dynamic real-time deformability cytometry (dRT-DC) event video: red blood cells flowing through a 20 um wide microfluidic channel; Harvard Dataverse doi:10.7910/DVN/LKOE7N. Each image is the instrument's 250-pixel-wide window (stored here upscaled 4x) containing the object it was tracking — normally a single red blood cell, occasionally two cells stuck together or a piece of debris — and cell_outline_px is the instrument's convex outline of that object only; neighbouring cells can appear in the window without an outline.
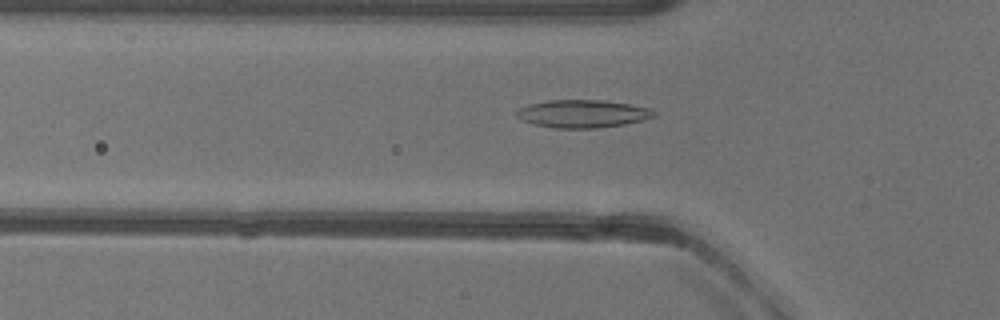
{"species": "common noctule bat (a hibernating species)", "species_latin": "Nyctalus noctula", "temperature_condition": "warm", "stored_images_in_passage": 30, "camera_frame_rate_fps": 3000, "um_per_image_px": 0.085, "animal": {"sex": "female"}, "frame": {"image": 1, "passage_image": 14, "time_ms": 4.333, "image_size_px": [1000, 320], "cell_outline_px": [[656, 116], [644, 120], [624, 124], [596, 128], [556, 128], [532, 124], [520, 120], [516, 116], [516, 112], [520, 108], [528, 104], [548, 100], [604, 100], [652, 108], [656, 112]], "centroid_in_image_um": [49.52, 9.66], "position_along_channel_um": 76.3, "area_um2": 22.43}}
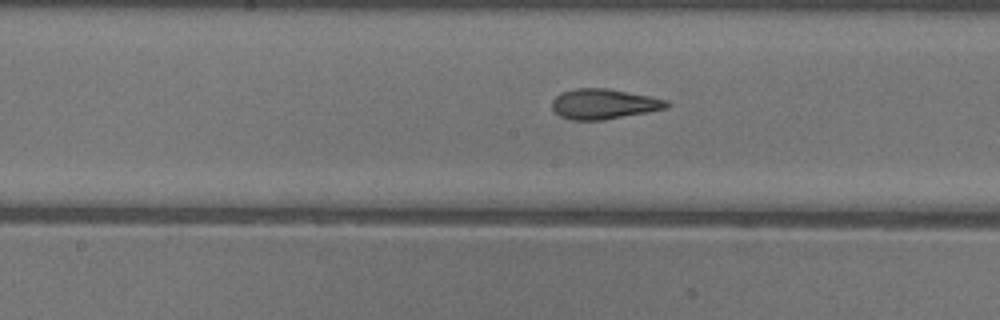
{"frame": {"image": 2, "passage_image": 23, "time_ms": 7.333, "image_size_px": [1000, 320], "cell_outline_px": [[672, 104], [668, 108], [648, 112], [604, 120], [572, 120], [560, 116], [552, 108], [552, 100], [560, 92], [576, 88], [608, 88], [668, 100]], "centroid_in_image_um": [51.33, 8.84], "position_along_channel_um": 196.9, "area_um2": 20.29}}
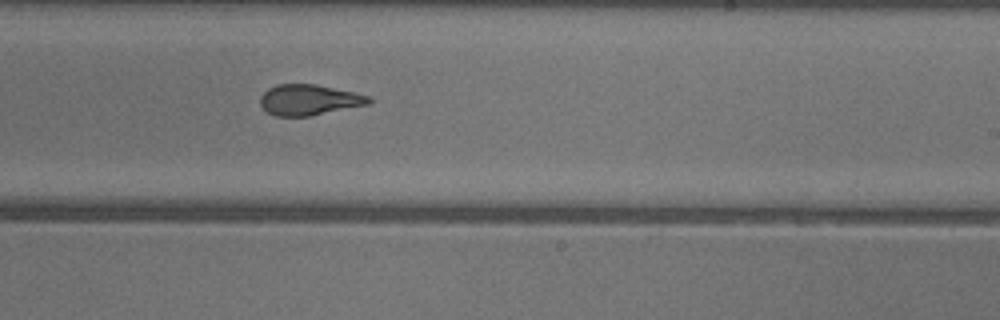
{"frame": {"image": 3, "passage_image": 28, "time_ms": 9.0, "image_size_px": [1000, 320], "cell_outline_px": [[372, 104], [308, 116], [276, 116], [268, 112], [260, 104], [260, 96], [268, 88], [276, 84], [316, 84], [352, 92], [368, 96], [372, 100]], "centroid_in_image_um": [26.27, 8.49], "position_along_channel_um": 262.7, "area_um2": 19.36}}